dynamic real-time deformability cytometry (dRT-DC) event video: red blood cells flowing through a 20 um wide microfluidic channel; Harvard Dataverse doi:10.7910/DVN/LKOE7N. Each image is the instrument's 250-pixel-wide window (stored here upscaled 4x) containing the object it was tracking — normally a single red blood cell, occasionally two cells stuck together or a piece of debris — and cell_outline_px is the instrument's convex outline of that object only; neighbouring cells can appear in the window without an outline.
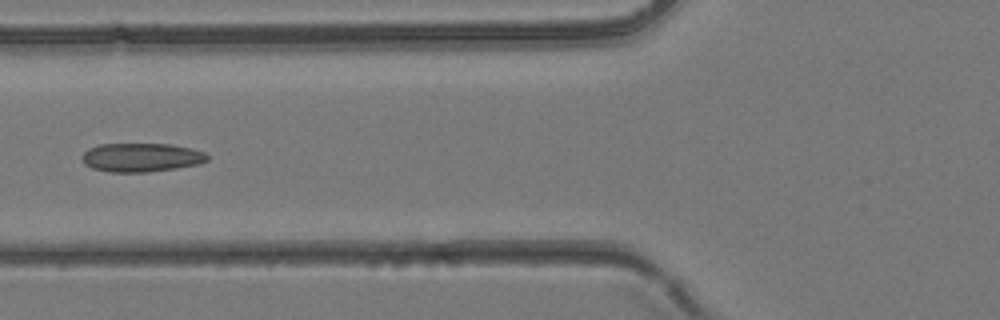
{"species": "common noctule bat (a hibernating species)", "species_latin": "Nyctalus noctula", "temperature_condition": "room temperature", "stored_images_in_passage": 5, "camera_frame_rate_fps": 3000, "um_per_image_px": 0.085, "animal": {"sex": "female", "body_mass_g": 24.6, "forearm_length_mm": 56.2}, "frame": {"image": 1, "passage_image": 5, "time_ms": 1.333, "image_size_px": [1000, 320], "cell_outline_px": [[208, 160], [196, 164], [176, 168], [148, 172], [108, 172], [92, 168], [84, 164], [84, 152], [88, 148], [100, 144], [172, 144], [192, 148], [204, 152], [208, 156]], "centroid_in_image_um": [12.01, 13.38], "position_along_channel_um": 113.8, "area_um2": 20.92}}